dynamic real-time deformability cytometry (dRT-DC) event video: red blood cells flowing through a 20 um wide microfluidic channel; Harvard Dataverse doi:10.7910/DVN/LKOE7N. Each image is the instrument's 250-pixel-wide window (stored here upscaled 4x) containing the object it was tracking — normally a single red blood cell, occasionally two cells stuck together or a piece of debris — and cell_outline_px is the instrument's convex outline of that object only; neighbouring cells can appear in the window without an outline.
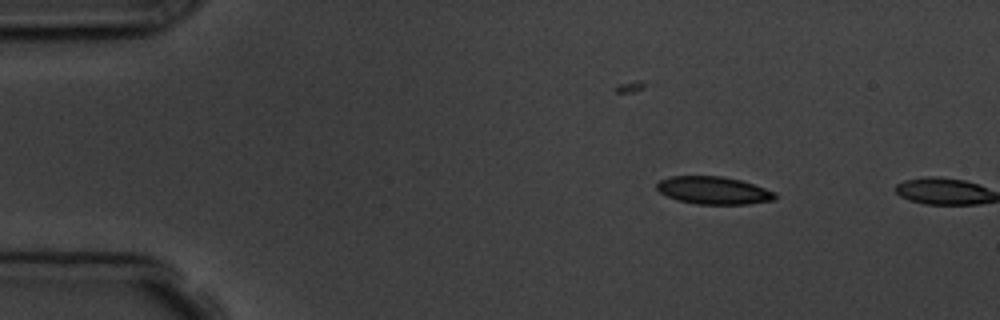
{"species": "common noctule bat (a hibernating species)", "species_latin": "Nyctalus noctula", "temperature_condition": "room temperature", "stored_images_in_passage": 3, "camera_frame_rate_fps": 3000, "um_per_image_px": 0.085, "animal": {"sex": "male", "body_mass_g": 19.5, "forearm_length_mm": 54.6}, "frame": {"image": 1, "passage_image": 2, "time_ms": 1.333, "image_size_px": [1000, 320], "cell_outline_px": [[776, 200], [748, 204], [696, 204], [676, 200], [660, 192], [656, 188], [656, 184], [660, 180], [672, 176], [720, 176], [740, 180], [776, 192]], "centroid_in_image_um": [60.65, 16.19], "position_along_channel_um": 24.3, "area_um2": 19.02}}